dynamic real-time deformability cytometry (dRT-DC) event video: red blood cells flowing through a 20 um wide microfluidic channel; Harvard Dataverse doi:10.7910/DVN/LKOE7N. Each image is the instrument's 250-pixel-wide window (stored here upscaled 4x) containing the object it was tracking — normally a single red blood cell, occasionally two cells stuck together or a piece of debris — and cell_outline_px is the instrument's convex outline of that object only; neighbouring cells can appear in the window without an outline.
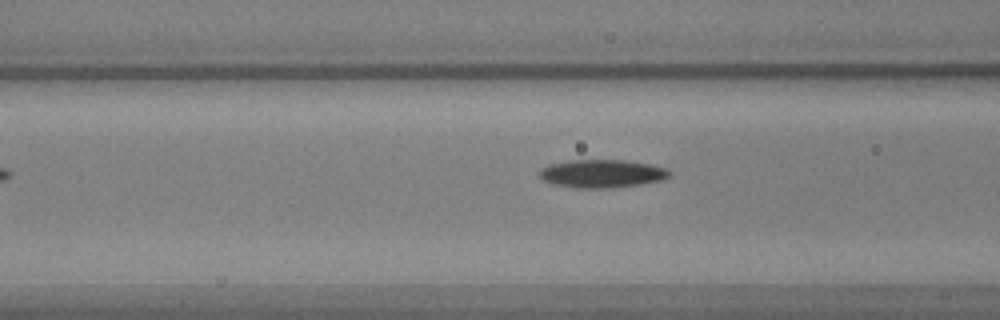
{"species": "common noctule bat (a hibernating species)", "species_latin": "Nyctalus noctula", "temperature_condition": "warm", "stored_images_in_passage": 8, "camera_frame_rate_fps": 3000, "um_per_image_px": 0.085, "animal": {"sex": "male", "body_mass_g": 17.9, "forearm_length_mm": 54.2}, "frame": {"image": 1, "passage_image": 6, "time_ms": 1.667, "image_size_px": [1000, 320], "cell_outline_px": [[672, 172], [664, 180], [640, 184], [612, 188], [576, 188], [552, 184], [544, 180], [536, 172], [540, 168], [548, 164], [568, 160], [624, 160], [652, 164], [664, 168]], "centroid_in_image_um": [51.13, 14.75], "position_along_channel_um": 115.5, "area_um2": 21.56}}